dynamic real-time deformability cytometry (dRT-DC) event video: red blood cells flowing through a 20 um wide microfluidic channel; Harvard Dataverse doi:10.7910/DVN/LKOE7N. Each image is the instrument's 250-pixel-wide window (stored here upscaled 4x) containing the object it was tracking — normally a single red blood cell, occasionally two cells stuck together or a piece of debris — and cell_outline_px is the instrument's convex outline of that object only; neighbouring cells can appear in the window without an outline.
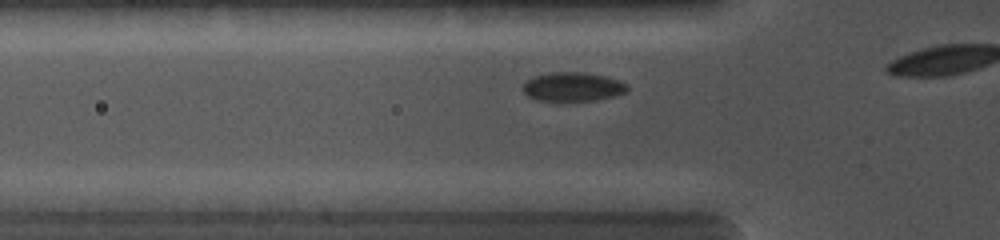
{"species": "common noctule bat (a hibernating species)", "species_latin": "Nyctalus noctula", "temperature_condition": "cold", "stored_images_in_passage": 10, "camera_frame_rate_fps": 5000, "um_per_image_px": 0.085, "animal": {"sex": "female", "body_mass_g": 19.0, "forearm_length_mm": 56.7}, "frame": {"image": 1, "passage_image": 4, "time_ms": 0.8, "image_size_px": [1000, 240], "cell_outline_px": [[628, 88], [624, 92], [612, 96], [596, 100], [536, 100], [528, 96], [524, 92], [524, 84], [528, 80], [536, 76], [552, 72], [580, 72], [604, 76], [620, 80], [628, 84]], "centroid_in_image_um": [48.7, 7.37], "position_along_channel_um": 77.1, "area_um2": 17.22}}